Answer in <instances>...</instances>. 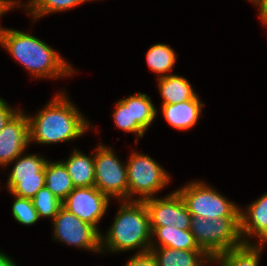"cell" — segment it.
I'll return each instance as SVG.
<instances>
[{
    "label": "cell",
    "mask_w": 267,
    "mask_h": 266,
    "mask_svg": "<svg viewBox=\"0 0 267 266\" xmlns=\"http://www.w3.org/2000/svg\"><path fill=\"white\" fill-rule=\"evenodd\" d=\"M29 142L52 144L79 138L90 123L65 93H58L35 117H29Z\"/></svg>",
    "instance_id": "1"
},
{
    "label": "cell",
    "mask_w": 267,
    "mask_h": 266,
    "mask_svg": "<svg viewBox=\"0 0 267 266\" xmlns=\"http://www.w3.org/2000/svg\"><path fill=\"white\" fill-rule=\"evenodd\" d=\"M0 44L35 78H59L76 70L49 45L33 35L15 29L0 30Z\"/></svg>",
    "instance_id": "2"
},
{
    "label": "cell",
    "mask_w": 267,
    "mask_h": 266,
    "mask_svg": "<svg viewBox=\"0 0 267 266\" xmlns=\"http://www.w3.org/2000/svg\"><path fill=\"white\" fill-rule=\"evenodd\" d=\"M151 239L150 217L144 201H124L107 234L101 235V252L135 248H140L137 253L148 252L153 244Z\"/></svg>",
    "instance_id": "3"
},
{
    "label": "cell",
    "mask_w": 267,
    "mask_h": 266,
    "mask_svg": "<svg viewBox=\"0 0 267 266\" xmlns=\"http://www.w3.org/2000/svg\"><path fill=\"white\" fill-rule=\"evenodd\" d=\"M190 231L201 249L210 257L229 251L244 243L241 236L240 217L207 219L192 217Z\"/></svg>",
    "instance_id": "4"
},
{
    "label": "cell",
    "mask_w": 267,
    "mask_h": 266,
    "mask_svg": "<svg viewBox=\"0 0 267 266\" xmlns=\"http://www.w3.org/2000/svg\"><path fill=\"white\" fill-rule=\"evenodd\" d=\"M183 199L192 217L217 219L240 217V208L203 182H190L176 190Z\"/></svg>",
    "instance_id": "5"
},
{
    "label": "cell",
    "mask_w": 267,
    "mask_h": 266,
    "mask_svg": "<svg viewBox=\"0 0 267 266\" xmlns=\"http://www.w3.org/2000/svg\"><path fill=\"white\" fill-rule=\"evenodd\" d=\"M127 165L128 201H144L169 183V174L154 159L148 155L134 152ZM138 194L137 199L132 195ZM131 198V199H130Z\"/></svg>",
    "instance_id": "6"
},
{
    "label": "cell",
    "mask_w": 267,
    "mask_h": 266,
    "mask_svg": "<svg viewBox=\"0 0 267 266\" xmlns=\"http://www.w3.org/2000/svg\"><path fill=\"white\" fill-rule=\"evenodd\" d=\"M94 171V186L101 193L108 198L128 201L127 165L121 164L112 148L98 145L94 154Z\"/></svg>",
    "instance_id": "7"
},
{
    "label": "cell",
    "mask_w": 267,
    "mask_h": 266,
    "mask_svg": "<svg viewBox=\"0 0 267 266\" xmlns=\"http://www.w3.org/2000/svg\"><path fill=\"white\" fill-rule=\"evenodd\" d=\"M22 155L15 159L16 162L9 174L7 187L13 196L32 199L45 186L47 160L36 154H28L23 157Z\"/></svg>",
    "instance_id": "8"
},
{
    "label": "cell",
    "mask_w": 267,
    "mask_h": 266,
    "mask_svg": "<svg viewBox=\"0 0 267 266\" xmlns=\"http://www.w3.org/2000/svg\"><path fill=\"white\" fill-rule=\"evenodd\" d=\"M54 240L101 253V233L62 207L53 219Z\"/></svg>",
    "instance_id": "9"
},
{
    "label": "cell",
    "mask_w": 267,
    "mask_h": 266,
    "mask_svg": "<svg viewBox=\"0 0 267 266\" xmlns=\"http://www.w3.org/2000/svg\"><path fill=\"white\" fill-rule=\"evenodd\" d=\"M144 203L148 209L151 227L172 225L178 229L190 230L192 215L177 191L161 199H146Z\"/></svg>",
    "instance_id": "10"
},
{
    "label": "cell",
    "mask_w": 267,
    "mask_h": 266,
    "mask_svg": "<svg viewBox=\"0 0 267 266\" xmlns=\"http://www.w3.org/2000/svg\"><path fill=\"white\" fill-rule=\"evenodd\" d=\"M109 201L95 186L75 187L63 201V207L99 232L97 224L105 214Z\"/></svg>",
    "instance_id": "11"
},
{
    "label": "cell",
    "mask_w": 267,
    "mask_h": 266,
    "mask_svg": "<svg viewBox=\"0 0 267 266\" xmlns=\"http://www.w3.org/2000/svg\"><path fill=\"white\" fill-rule=\"evenodd\" d=\"M29 143L28 118L19 110L0 131V165L13 162Z\"/></svg>",
    "instance_id": "12"
},
{
    "label": "cell",
    "mask_w": 267,
    "mask_h": 266,
    "mask_svg": "<svg viewBox=\"0 0 267 266\" xmlns=\"http://www.w3.org/2000/svg\"><path fill=\"white\" fill-rule=\"evenodd\" d=\"M240 229L244 243H249L243 237H259V244L267 242V192L248 205L247 212L240 209Z\"/></svg>",
    "instance_id": "13"
},
{
    "label": "cell",
    "mask_w": 267,
    "mask_h": 266,
    "mask_svg": "<svg viewBox=\"0 0 267 266\" xmlns=\"http://www.w3.org/2000/svg\"><path fill=\"white\" fill-rule=\"evenodd\" d=\"M203 106L196 95L193 99L180 103L162 104V115L173 128L188 130L195 126Z\"/></svg>",
    "instance_id": "14"
},
{
    "label": "cell",
    "mask_w": 267,
    "mask_h": 266,
    "mask_svg": "<svg viewBox=\"0 0 267 266\" xmlns=\"http://www.w3.org/2000/svg\"><path fill=\"white\" fill-rule=\"evenodd\" d=\"M157 246L151 244L150 248L157 266H204L206 262L212 261V257L204 250H181L171 247L157 248Z\"/></svg>",
    "instance_id": "15"
},
{
    "label": "cell",
    "mask_w": 267,
    "mask_h": 266,
    "mask_svg": "<svg viewBox=\"0 0 267 266\" xmlns=\"http://www.w3.org/2000/svg\"><path fill=\"white\" fill-rule=\"evenodd\" d=\"M61 162L65 165L74 187L94 186V156H86L80 151L74 150L65 162Z\"/></svg>",
    "instance_id": "16"
},
{
    "label": "cell",
    "mask_w": 267,
    "mask_h": 266,
    "mask_svg": "<svg viewBox=\"0 0 267 266\" xmlns=\"http://www.w3.org/2000/svg\"><path fill=\"white\" fill-rule=\"evenodd\" d=\"M158 87L163 99L162 104L180 103L191 100L197 95L189 81L176 74L158 78Z\"/></svg>",
    "instance_id": "17"
},
{
    "label": "cell",
    "mask_w": 267,
    "mask_h": 266,
    "mask_svg": "<svg viewBox=\"0 0 267 266\" xmlns=\"http://www.w3.org/2000/svg\"><path fill=\"white\" fill-rule=\"evenodd\" d=\"M151 236L157 237L158 247H171L181 250H203L197 244L190 230L171 226L151 227Z\"/></svg>",
    "instance_id": "18"
},
{
    "label": "cell",
    "mask_w": 267,
    "mask_h": 266,
    "mask_svg": "<svg viewBox=\"0 0 267 266\" xmlns=\"http://www.w3.org/2000/svg\"><path fill=\"white\" fill-rule=\"evenodd\" d=\"M45 186L61 201H64L75 188L65 165L61 161H47Z\"/></svg>",
    "instance_id": "19"
},
{
    "label": "cell",
    "mask_w": 267,
    "mask_h": 266,
    "mask_svg": "<svg viewBox=\"0 0 267 266\" xmlns=\"http://www.w3.org/2000/svg\"><path fill=\"white\" fill-rule=\"evenodd\" d=\"M261 251V244L243 243L215 258L223 266H258Z\"/></svg>",
    "instance_id": "20"
},
{
    "label": "cell",
    "mask_w": 267,
    "mask_h": 266,
    "mask_svg": "<svg viewBox=\"0 0 267 266\" xmlns=\"http://www.w3.org/2000/svg\"><path fill=\"white\" fill-rule=\"evenodd\" d=\"M177 54L166 44H154L146 53V60L149 68L158 73L159 77L169 75V71L173 69L176 62Z\"/></svg>",
    "instance_id": "21"
},
{
    "label": "cell",
    "mask_w": 267,
    "mask_h": 266,
    "mask_svg": "<svg viewBox=\"0 0 267 266\" xmlns=\"http://www.w3.org/2000/svg\"><path fill=\"white\" fill-rule=\"evenodd\" d=\"M115 104L116 108L113 113V118L116 127L125 132L137 133L140 138L143 137L145 130L137 123L136 120H133L132 95L119 100Z\"/></svg>",
    "instance_id": "22"
},
{
    "label": "cell",
    "mask_w": 267,
    "mask_h": 266,
    "mask_svg": "<svg viewBox=\"0 0 267 266\" xmlns=\"http://www.w3.org/2000/svg\"><path fill=\"white\" fill-rule=\"evenodd\" d=\"M87 1L90 0H30L25 7L36 20L51 12L67 11Z\"/></svg>",
    "instance_id": "23"
},
{
    "label": "cell",
    "mask_w": 267,
    "mask_h": 266,
    "mask_svg": "<svg viewBox=\"0 0 267 266\" xmlns=\"http://www.w3.org/2000/svg\"><path fill=\"white\" fill-rule=\"evenodd\" d=\"M40 218H55L63 207V201L57 198L46 186L41 188L31 199Z\"/></svg>",
    "instance_id": "24"
},
{
    "label": "cell",
    "mask_w": 267,
    "mask_h": 266,
    "mask_svg": "<svg viewBox=\"0 0 267 266\" xmlns=\"http://www.w3.org/2000/svg\"><path fill=\"white\" fill-rule=\"evenodd\" d=\"M132 113L133 120L146 131L148 127L153 123L157 110L152 104L150 96L146 94L137 93L132 95Z\"/></svg>",
    "instance_id": "25"
},
{
    "label": "cell",
    "mask_w": 267,
    "mask_h": 266,
    "mask_svg": "<svg viewBox=\"0 0 267 266\" xmlns=\"http://www.w3.org/2000/svg\"><path fill=\"white\" fill-rule=\"evenodd\" d=\"M15 197L12 214L16 221L23 225H33L39 220L38 213L30 198Z\"/></svg>",
    "instance_id": "26"
},
{
    "label": "cell",
    "mask_w": 267,
    "mask_h": 266,
    "mask_svg": "<svg viewBox=\"0 0 267 266\" xmlns=\"http://www.w3.org/2000/svg\"><path fill=\"white\" fill-rule=\"evenodd\" d=\"M125 266H157V263L152 252L148 251L135 254Z\"/></svg>",
    "instance_id": "27"
},
{
    "label": "cell",
    "mask_w": 267,
    "mask_h": 266,
    "mask_svg": "<svg viewBox=\"0 0 267 266\" xmlns=\"http://www.w3.org/2000/svg\"><path fill=\"white\" fill-rule=\"evenodd\" d=\"M2 98H0V131L7 124V122L20 110H14Z\"/></svg>",
    "instance_id": "28"
},
{
    "label": "cell",
    "mask_w": 267,
    "mask_h": 266,
    "mask_svg": "<svg viewBox=\"0 0 267 266\" xmlns=\"http://www.w3.org/2000/svg\"><path fill=\"white\" fill-rule=\"evenodd\" d=\"M20 2L14 1V0H0V17L7 12V10H10L12 8H15L14 6H20ZM2 28L0 27V30Z\"/></svg>",
    "instance_id": "29"
},
{
    "label": "cell",
    "mask_w": 267,
    "mask_h": 266,
    "mask_svg": "<svg viewBox=\"0 0 267 266\" xmlns=\"http://www.w3.org/2000/svg\"><path fill=\"white\" fill-rule=\"evenodd\" d=\"M255 5H257L259 7L260 10V19L267 15V0H255Z\"/></svg>",
    "instance_id": "30"
},
{
    "label": "cell",
    "mask_w": 267,
    "mask_h": 266,
    "mask_svg": "<svg viewBox=\"0 0 267 266\" xmlns=\"http://www.w3.org/2000/svg\"><path fill=\"white\" fill-rule=\"evenodd\" d=\"M0 266H16V263L10 257L0 252Z\"/></svg>",
    "instance_id": "31"
},
{
    "label": "cell",
    "mask_w": 267,
    "mask_h": 266,
    "mask_svg": "<svg viewBox=\"0 0 267 266\" xmlns=\"http://www.w3.org/2000/svg\"><path fill=\"white\" fill-rule=\"evenodd\" d=\"M213 261H214V263L216 262L217 264H220L218 266H223L221 263L218 262V260L215 257H212V261L211 262H213ZM204 266H206V263L204 264Z\"/></svg>",
    "instance_id": "32"
},
{
    "label": "cell",
    "mask_w": 267,
    "mask_h": 266,
    "mask_svg": "<svg viewBox=\"0 0 267 266\" xmlns=\"http://www.w3.org/2000/svg\"><path fill=\"white\" fill-rule=\"evenodd\" d=\"M261 20L265 25H267V15L263 16Z\"/></svg>",
    "instance_id": "33"
}]
</instances>
